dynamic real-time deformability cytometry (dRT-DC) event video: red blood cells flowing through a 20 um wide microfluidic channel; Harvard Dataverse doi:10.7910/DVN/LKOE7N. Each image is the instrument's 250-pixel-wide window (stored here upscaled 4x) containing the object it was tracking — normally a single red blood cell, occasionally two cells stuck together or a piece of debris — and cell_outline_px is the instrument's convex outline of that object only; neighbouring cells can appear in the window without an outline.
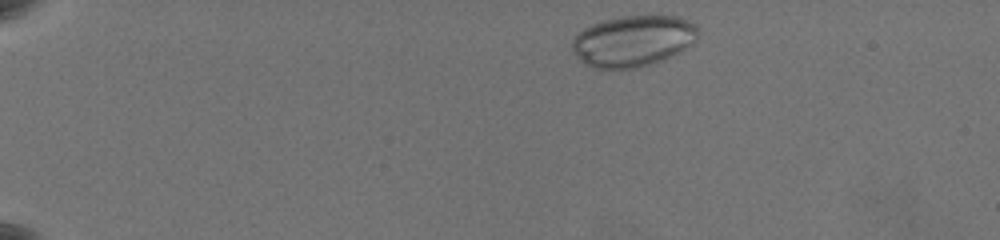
{"species": "common noctule bat (a hibernating species)", "species_latin": "Nyctalus noctula", "temperature_condition": "warm", "stored_images_in_passage": 52, "camera_frame_rate_fps": 3000, "um_per_image_px": 0.085, "animal": {"sex": "female", "body_mass_g": 19.5, "forearm_length_mm": 54.1}, "frame": {"image": 1, "passage_image": 2, "time_ms": 0.333, "image_size_px": [1000, 240], "cell_outline_px": [[700, 32], [688, 44], [664, 60], [652, 64], [636, 68], [596, 68], [584, 64], [572, 48], [572, 40], [580, 32], [604, 20], [624, 16], [676, 16], [696, 24], [700, 28]], "centroid_in_image_um": [53.82, 3.48], "position_along_channel_um": 31.2, "area_um2": 36.7}}
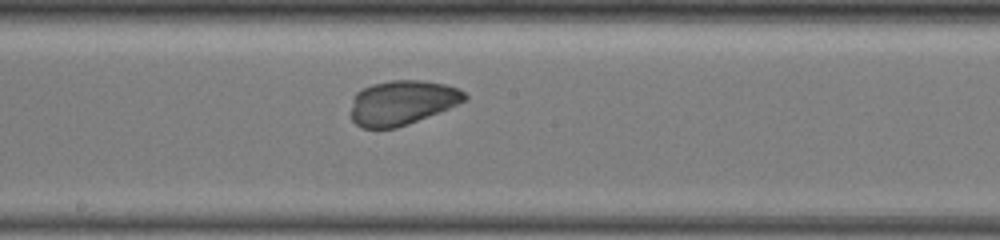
{"frame": {"image": 2, "passage_image": 33, "time_ms": 8.333, "image_size_px": [1000, 240], "cell_outline_px": [[468, 96], [464, 100], [448, 108], [408, 124], [396, 128], [360, 128], [352, 120], [352, 100], [356, 92], [372, 84], [392, 80], [424, 80], [444, 84], [456, 88], [464, 92]], "centroid_in_image_um": [34.14, 8.72], "position_along_channel_um": 214.1, "area_um2": 29.25}}
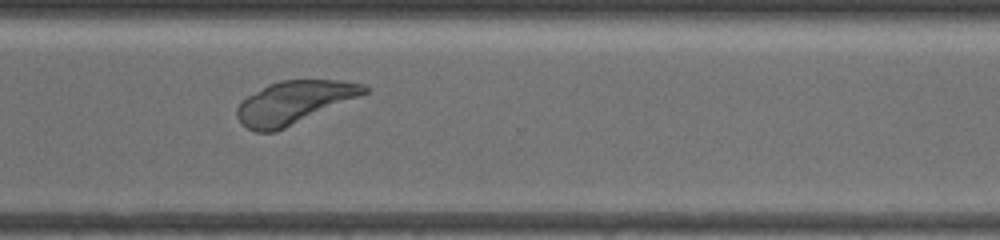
{"frame": {"image": 3, "passage_image": 51, "time_ms": 12.0, "image_size_px": [1000, 240], "cell_outline_px": [[372, 88], [368, 92], [360, 96], [276, 132], [256, 132], [248, 128], [236, 116], [236, 108], [240, 100], [268, 84], [280, 80], [344, 80], [364, 84]], "centroid_in_image_um": [25.0, 8.69], "position_along_channel_um": 345.6, "area_um2": 31.85}}